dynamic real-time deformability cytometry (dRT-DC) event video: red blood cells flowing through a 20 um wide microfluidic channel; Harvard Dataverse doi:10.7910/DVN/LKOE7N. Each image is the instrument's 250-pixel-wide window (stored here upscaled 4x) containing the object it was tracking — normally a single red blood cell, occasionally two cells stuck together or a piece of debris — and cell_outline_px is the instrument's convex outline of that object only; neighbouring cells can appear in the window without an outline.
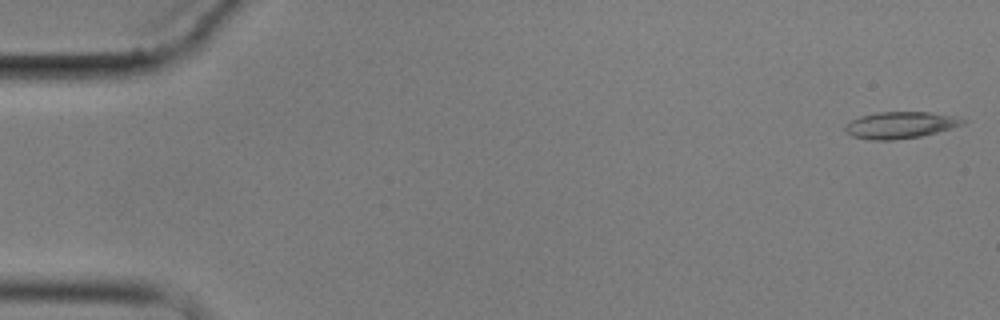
{"species": "common noctule bat (a hibernating species)", "species_latin": "Nyctalus noctula", "temperature_condition": "cold", "stored_images_in_passage": 6, "camera_frame_rate_fps": 3000, "um_per_image_px": 0.085, "animal": {"sex": "male", "body_mass_g": 17.9}, "frame": {"image": 1, "passage_image": 1, "time_ms": 0.0, "image_size_px": [1000, 320], "cell_outline_px": [[968, 120], [964, 124], [952, 128], [920, 136], [892, 140], [872, 140], [852, 136], [844, 132], [844, 124], [860, 116], [876, 112], [928, 112]], "centroid_in_image_um": [76.45, 10.63], "position_along_channel_um": 8.5, "area_um2": 18.15}}
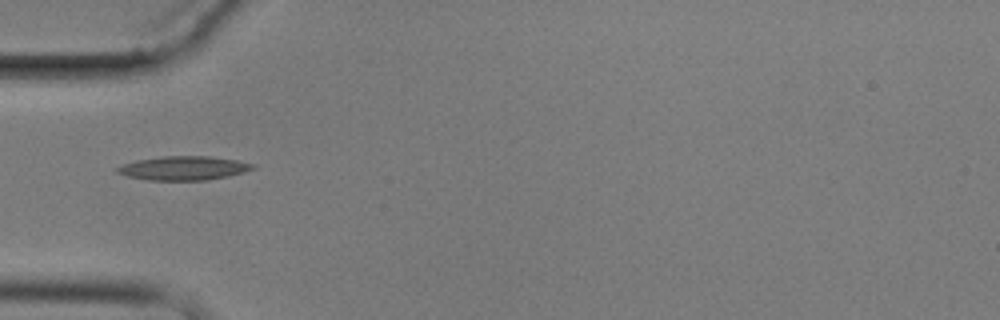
{"frame": {"image": 2, "passage_image": 5, "time_ms": 5.667, "image_size_px": [1000, 320], "cell_outline_px": [[256, 168], [244, 172], [228, 176], [208, 180], [148, 180], [128, 176], [116, 172], [116, 168], [124, 164], [136, 160], [164, 156], [212, 156], [236, 160], [256, 164]], "centroid_in_image_um": [15.65, 14.29], "position_along_channel_um": 69.4, "area_um2": 18.9}}
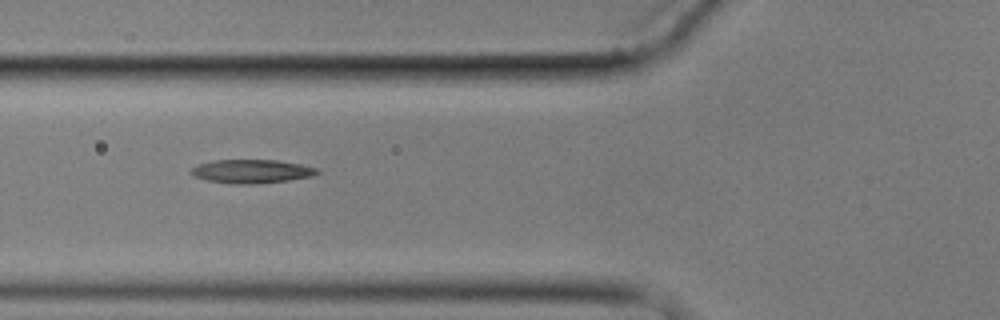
{"frame": {"image": 3, "passage_image": 6, "time_ms": 6.667, "image_size_px": [1000, 320], "cell_outline_px": [[320, 172], [312, 176], [288, 180], [256, 184], [232, 184], [204, 180], [188, 172], [192, 168], [200, 164], [216, 160], [276, 160], [300, 164], [316, 168]], "centroid_in_image_um": [21.37, 14.57], "position_along_channel_um": 104.4, "area_um2": 17.28}}